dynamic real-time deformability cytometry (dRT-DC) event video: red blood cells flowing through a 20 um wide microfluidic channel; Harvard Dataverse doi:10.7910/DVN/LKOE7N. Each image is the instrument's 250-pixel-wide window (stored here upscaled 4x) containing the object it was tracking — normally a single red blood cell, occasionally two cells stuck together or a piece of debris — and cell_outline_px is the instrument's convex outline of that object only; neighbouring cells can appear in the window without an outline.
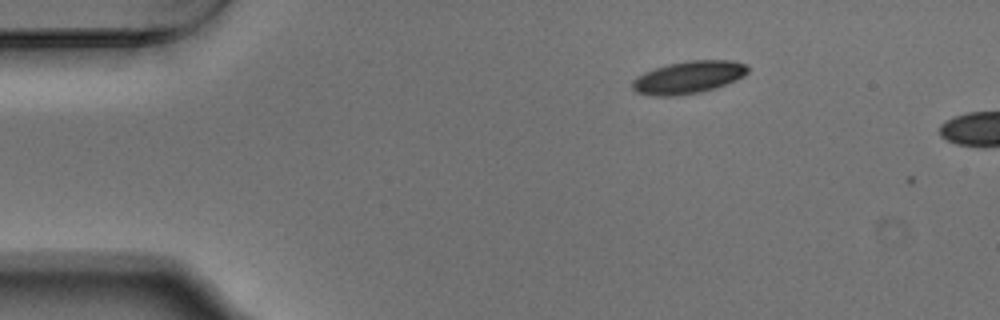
{"species": "Egyptian fruit bat (a non-hibernating species)", "species_latin": "Rousettus aegyptiacus", "temperature_condition": "warm", "stored_images_in_passage": 4, "camera_frame_rate_fps": 3000, "um_per_image_px": 0.085, "animal": {"sex": "male"}, "frame": {"image": 1, "passage_image": 2, "time_ms": 0.333, "image_size_px": [1000, 320], "cell_outline_px": [[748, 72], [744, 76], [736, 80], [700, 92], [676, 96], [652, 96], [636, 92], [632, 88], [632, 80], [636, 76], [644, 72], [668, 64], [688, 60], [732, 60], [744, 64], [748, 68]], "centroid_in_image_um": [58.48, 6.57], "position_along_channel_um": 26.5, "area_um2": 21.79}}